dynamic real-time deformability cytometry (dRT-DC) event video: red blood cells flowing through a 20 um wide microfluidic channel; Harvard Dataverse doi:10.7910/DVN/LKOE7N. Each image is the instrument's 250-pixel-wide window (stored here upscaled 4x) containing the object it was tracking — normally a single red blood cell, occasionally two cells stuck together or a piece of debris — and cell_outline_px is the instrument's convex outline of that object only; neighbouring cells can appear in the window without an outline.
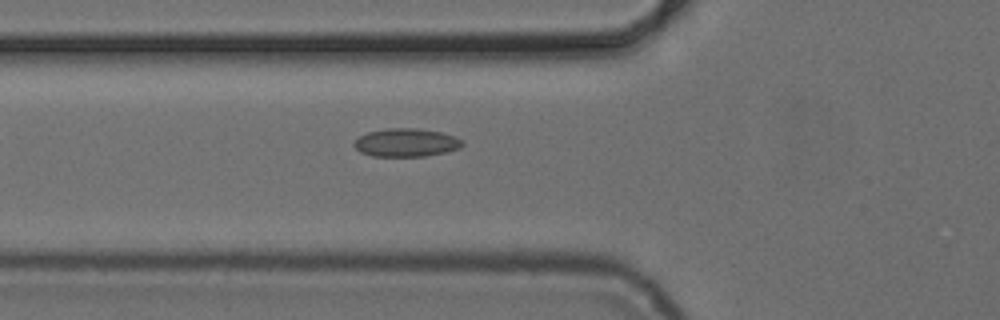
{"species": "common noctule bat (a hibernating species)", "species_latin": "Nyctalus noctula", "temperature_condition": "cold", "stored_images_in_passage": 3, "camera_frame_rate_fps": 3000, "um_per_image_px": 0.085, "animal": {"sex": "female", "body_mass_g": 24.6, "forearm_length_mm": 56.2}, "frame": {"image": 1, "passage_image": 3, "time_ms": 2.333, "image_size_px": [1000, 320], "cell_outline_px": [[464, 144], [460, 148], [444, 152], [424, 156], [372, 156], [360, 152], [352, 144], [360, 136], [368, 132], [388, 128], [416, 128], [440, 132], [456, 136], [464, 140]], "centroid_in_image_um": [34.54, 12.12], "position_along_channel_um": 91.3, "area_um2": 17.8}}